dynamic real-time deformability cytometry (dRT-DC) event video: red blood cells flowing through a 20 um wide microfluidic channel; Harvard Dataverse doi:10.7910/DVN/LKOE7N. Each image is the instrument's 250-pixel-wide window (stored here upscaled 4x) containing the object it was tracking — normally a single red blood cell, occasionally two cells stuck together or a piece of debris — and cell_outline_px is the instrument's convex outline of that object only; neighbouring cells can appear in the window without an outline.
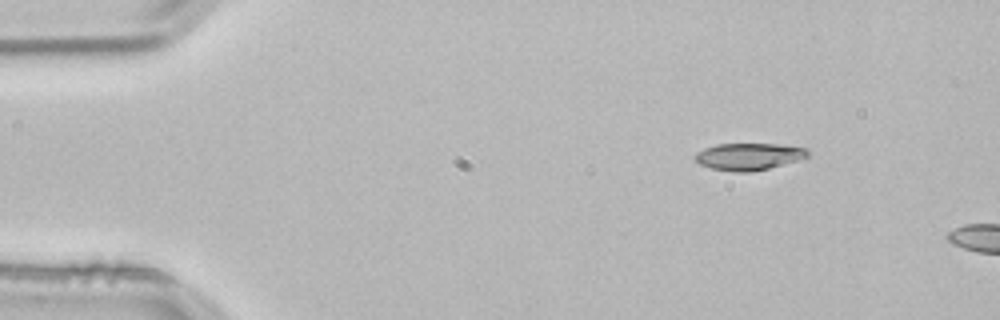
{"species": "common noctule bat (a hibernating species)", "species_latin": "Nyctalus noctula", "temperature_condition": "room temperature", "stored_images_in_passage": 4, "segment_of_instrument_passage": [2, 2], "camera_frame_rate_fps": 3000, "um_per_image_px": 0.085, "animal": {"sex": "male", "body_mass_g": 21.5, "forearm_length_mm": 52.0}, "frame": {"image": 1, "passage_image": 4, "time_ms": 1.0, "image_size_px": [1000, 320], "cell_outline_px": [[812, 152], [808, 156], [796, 160], [768, 168], [752, 172], [736, 172], [712, 168], [700, 164], [692, 156], [696, 152], [704, 148], [716, 144], [780, 144], [808, 148]], "centroid_in_image_um": [63.64, 13.29], "position_along_channel_um": 21.4, "area_um2": 17.74}}